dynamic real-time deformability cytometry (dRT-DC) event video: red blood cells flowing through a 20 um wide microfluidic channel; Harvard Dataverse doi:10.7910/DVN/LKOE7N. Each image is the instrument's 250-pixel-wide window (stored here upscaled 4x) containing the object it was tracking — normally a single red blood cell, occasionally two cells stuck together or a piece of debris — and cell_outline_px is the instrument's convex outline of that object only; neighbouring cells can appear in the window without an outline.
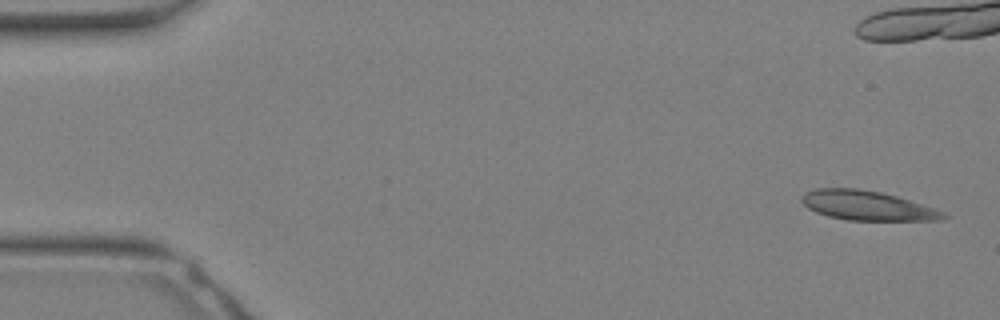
{"species": "Egyptian fruit bat (a non-hibernating species)", "species_latin": "Rousettus aegyptiacus", "temperature_condition": "warm", "stored_images_in_passage": 33, "camera_frame_rate_fps": 3000, "um_per_image_px": 0.085, "animal": {"sex": "female"}, "frame": {"image": 1, "passage_image": 1, "time_ms": 0.0, "image_size_px": [1000, 320], "cell_outline_px": [[952, 216], [944, 220], [848, 220], [828, 216], [816, 212], [808, 208], [800, 200], [800, 196], [816, 188], [860, 188], [880, 192], [896, 196], [936, 208], [948, 212]], "centroid_in_image_um": [73.79, 17.48], "position_along_channel_um": 11.2, "area_um2": 24.57}}